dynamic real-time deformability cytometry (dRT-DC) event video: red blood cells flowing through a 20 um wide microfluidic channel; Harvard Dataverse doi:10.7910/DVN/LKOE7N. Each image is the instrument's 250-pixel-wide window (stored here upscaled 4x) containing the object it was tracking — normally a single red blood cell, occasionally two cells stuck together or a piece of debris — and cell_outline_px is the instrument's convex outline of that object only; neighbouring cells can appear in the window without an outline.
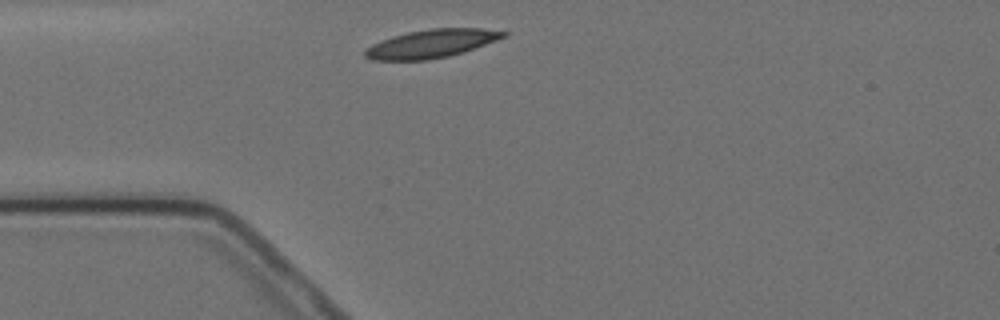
{"species": "Egyptian fruit bat (a non-hibernating species)", "species_latin": "Rousettus aegyptiacus", "temperature_condition": "cold", "stored_images_in_passage": 2, "camera_frame_rate_fps": 3000, "um_per_image_px": 0.085, "animal": {"sex": "female"}, "frame": {"image": 1, "passage_image": 1, "time_ms": 0.0, "image_size_px": [1000, 320], "cell_outline_px": [[508, 36], [448, 56], [428, 60], [372, 60], [364, 56], [364, 52], [372, 44], [380, 40], [392, 36], [408, 32], [432, 28], [480, 28], [508, 32]], "centroid_in_image_um": [36.63, 3.7], "position_along_channel_um": 48.4, "area_um2": 22.54}}